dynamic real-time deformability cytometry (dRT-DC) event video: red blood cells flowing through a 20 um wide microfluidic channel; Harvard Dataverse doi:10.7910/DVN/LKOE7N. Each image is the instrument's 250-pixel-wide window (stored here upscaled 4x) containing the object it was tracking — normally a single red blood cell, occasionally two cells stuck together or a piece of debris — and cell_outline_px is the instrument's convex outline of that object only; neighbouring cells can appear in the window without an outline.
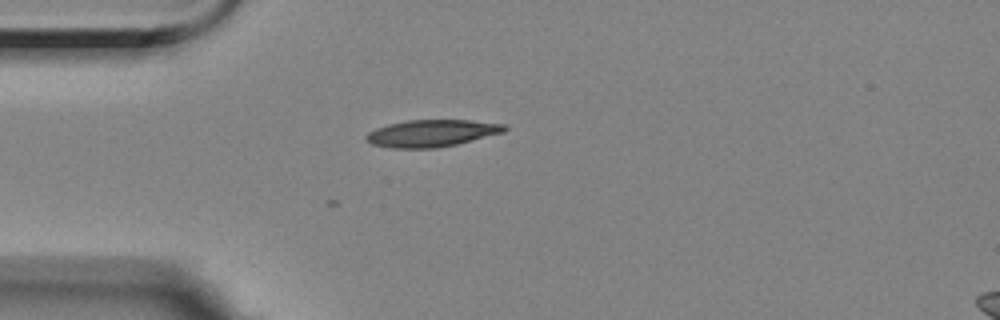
{"species": "Egyptian fruit bat (a non-hibernating species)", "species_latin": "Rousettus aegyptiacus", "temperature_condition": "room temperature", "stored_images_in_passage": 3, "camera_frame_rate_fps": 3000, "um_per_image_px": 0.085, "animal": {"sex": "female"}, "frame": {"image": 1, "passage_image": 1, "time_ms": 0.0, "image_size_px": [1000, 320], "cell_outline_px": [[508, 128], [504, 132], [456, 144], [436, 148], [392, 148], [372, 144], [364, 140], [364, 136], [368, 132], [376, 128], [388, 124], [408, 120], [472, 120], [508, 124]], "centroid_in_image_um": [36.69, 11.32], "position_along_channel_um": 48.3, "area_um2": 21.91}}